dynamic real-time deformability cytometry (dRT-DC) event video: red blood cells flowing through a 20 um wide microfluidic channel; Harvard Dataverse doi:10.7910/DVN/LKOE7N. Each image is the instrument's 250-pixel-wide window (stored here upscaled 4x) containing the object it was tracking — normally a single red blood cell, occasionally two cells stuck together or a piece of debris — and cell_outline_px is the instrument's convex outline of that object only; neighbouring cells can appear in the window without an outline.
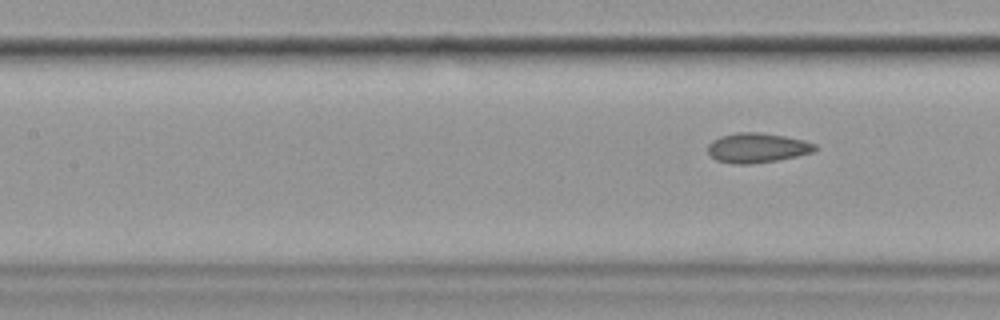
{"species": "common noctule bat (a hibernating species)", "species_latin": "Nyctalus noctula", "temperature_condition": "cold", "stored_images_in_passage": 8, "segment_of_instrument_passage": [2, 2], "camera_frame_rate_fps": 3000, "um_per_image_px": 0.085, "animal": {"sex": "female", "body_mass_g": 19.9}, "frame": {"image": 1, "passage_image": 8, "time_ms": 9.0, "image_size_px": [1000, 320], "cell_outline_px": [[816, 148], [812, 152], [796, 156], [776, 160], [752, 164], [732, 164], [716, 160], [708, 152], [708, 144], [712, 140], [720, 136], [736, 132], [760, 132], [784, 136], [804, 140], [816, 144]], "centroid_in_image_um": [64.32, 12.56], "position_along_channel_um": 143.1, "area_um2": 18.55}}